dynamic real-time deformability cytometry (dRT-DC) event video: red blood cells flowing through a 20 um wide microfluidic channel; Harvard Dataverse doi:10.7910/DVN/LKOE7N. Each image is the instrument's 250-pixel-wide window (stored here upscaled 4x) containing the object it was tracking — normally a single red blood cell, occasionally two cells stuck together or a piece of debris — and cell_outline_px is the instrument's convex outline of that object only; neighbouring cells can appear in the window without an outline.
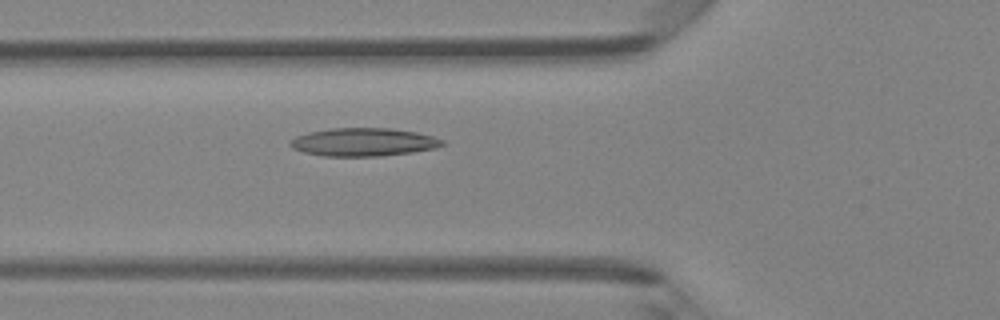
{"species": "Egyptian fruit bat (a non-hibernating species)", "species_latin": "Rousettus aegyptiacus", "temperature_condition": "room temperature", "stored_images_in_passage": 47, "camera_frame_rate_fps": 3000, "um_per_image_px": 0.085, "animal": {"sex": "female"}, "frame": {"image": 1, "passage_image": 17, "time_ms": 5.333, "image_size_px": [1000, 320], "cell_outline_px": [[444, 144], [436, 148], [412, 152], [380, 156], [324, 156], [304, 152], [292, 148], [288, 144], [288, 140], [296, 136], [308, 132], [328, 128], [388, 128], [416, 132], [432, 136], [444, 140]], "centroid_in_image_um": [30.85, 12.07], "position_along_channel_um": 94.9, "area_um2": 25.03}}
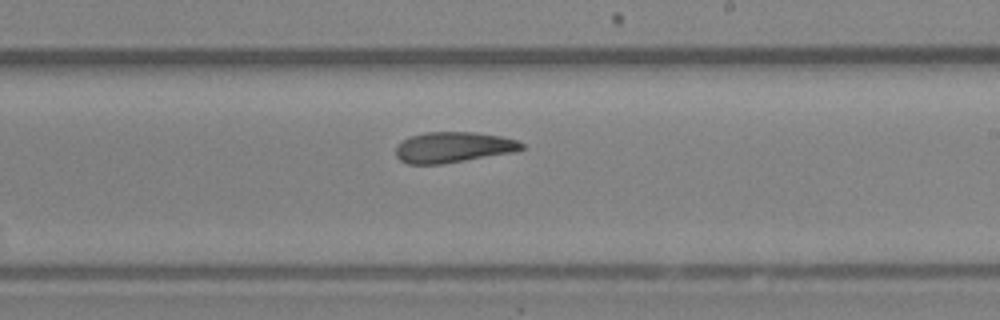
{"frame": {"image": 2, "passage_image": 28, "time_ms": 9.0, "image_size_px": [1000, 320], "cell_outline_px": [[524, 148], [516, 152], [444, 164], [408, 164], [400, 160], [396, 156], [396, 148], [404, 140], [412, 136], [424, 132], [476, 132], [500, 136], [516, 140], [524, 144]], "centroid_in_image_um": [38.56, 12.53], "position_along_channel_um": 250.4, "area_um2": 22.54}}
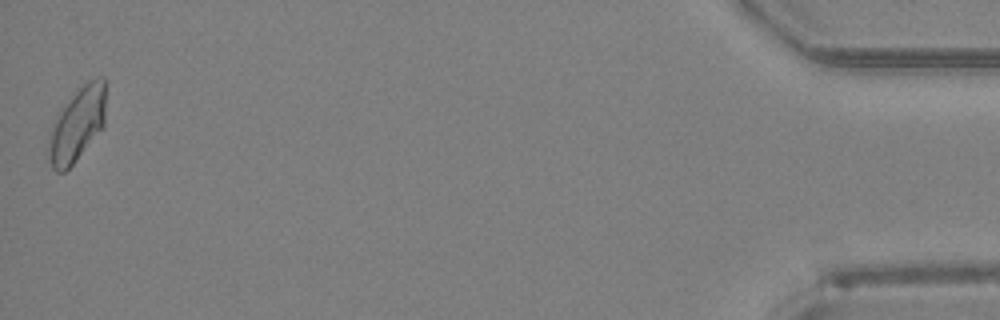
{"frame": {"image": 3, "passage_image": 47, "time_ms": 15.333, "image_size_px": [1000, 320], "cell_outline_px": [[104, 128], [72, 164], [64, 172], [56, 172], [52, 168], [48, 156], [48, 144], [52, 128], [56, 116], [76, 88], [88, 80], [100, 76], [104, 76]], "centroid_in_image_um": [6.56, 10.56], "position_along_channel_um": 428.6, "area_um2": 24.57}, "authors_computed_cell_mechanics": {"area_um2": 23.4668, "velocity_mm_per_s": 4.2485, "shape_relaxation_time_tau1_ms": null, "shape_relaxation_time_tau2_ms": 5.4648, "deformation_change_tau1": null, "deformation_change_tau2": 0.1404}}